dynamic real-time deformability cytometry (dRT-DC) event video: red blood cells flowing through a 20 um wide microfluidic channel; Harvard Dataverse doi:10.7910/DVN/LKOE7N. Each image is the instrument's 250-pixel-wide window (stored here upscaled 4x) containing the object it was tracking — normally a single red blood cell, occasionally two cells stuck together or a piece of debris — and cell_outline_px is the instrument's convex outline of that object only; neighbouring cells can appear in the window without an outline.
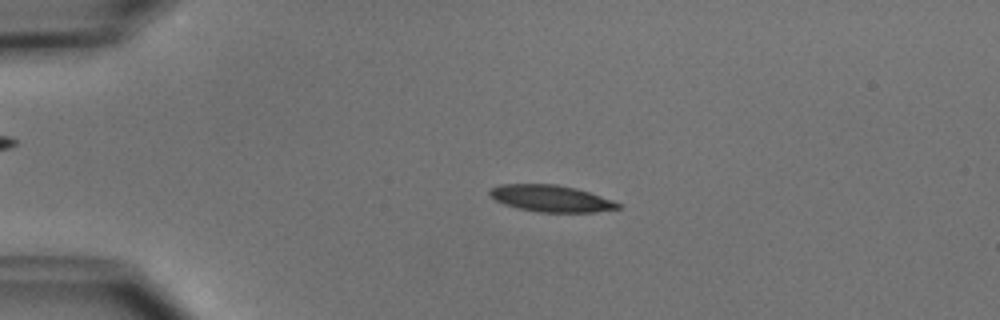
{"species": "common noctule bat (a hibernating species)", "species_latin": "Nyctalus noctula", "temperature_condition": "cold", "stored_images_in_passage": 5, "segment_of_instrument_passage": [1, 2], "camera_frame_rate_fps": 3000, "um_per_image_px": 0.085, "animal": {"sex": "male", "body_mass_g": 15.6}, "frame": {"image": 1, "passage_image": 3, "time_ms": 2.333, "image_size_px": [1000, 320], "cell_outline_px": [[620, 208], [596, 212], [540, 212], [520, 208], [504, 204], [488, 196], [488, 192], [492, 188], [500, 184], [556, 184], [576, 188], [612, 200], [620, 204]], "centroid_in_image_um": [46.81, 16.86], "position_along_channel_um": 38.2, "area_um2": 19.77}}